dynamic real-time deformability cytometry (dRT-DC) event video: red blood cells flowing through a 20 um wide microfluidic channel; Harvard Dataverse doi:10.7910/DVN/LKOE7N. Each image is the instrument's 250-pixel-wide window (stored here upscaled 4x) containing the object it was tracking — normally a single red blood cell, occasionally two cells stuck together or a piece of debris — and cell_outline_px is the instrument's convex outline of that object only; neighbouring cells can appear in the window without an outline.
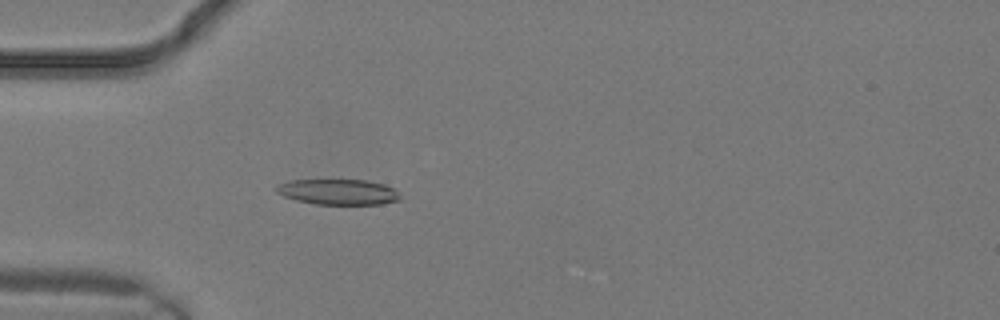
{"species": "common noctule bat (a hibernating species)", "species_latin": "Nyctalus noctula", "temperature_condition": "warm", "stored_images_in_passage": 4, "camera_frame_rate_fps": 3000, "um_per_image_px": 0.085, "animal": {"sex": "male", "body_mass_g": 19.2, "forearm_length_mm": 51.8}, "frame": {"image": 1, "passage_image": 2, "time_ms": 0.333, "image_size_px": [1000, 320], "cell_outline_px": [[400, 200], [384, 204], [316, 204], [296, 200], [284, 196], [276, 192], [276, 184], [292, 180], [368, 180], [384, 184], [392, 188], [400, 196]], "centroid_in_image_um": [28.74, 16.31], "position_along_channel_um": 56.3, "area_um2": 18.38}}
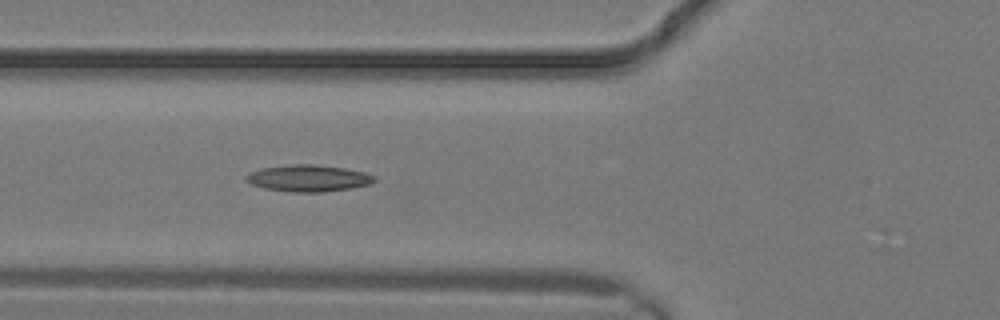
{"frame": {"image": 2, "passage_image": 4, "time_ms": 1.0, "image_size_px": [1000, 320], "cell_outline_px": [[376, 180], [368, 184], [352, 188], [324, 192], [292, 192], [264, 188], [252, 184], [244, 180], [244, 176], [248, 172], [260, 168], [292, 164], [312, 164], [344, 168], [364, 172], [376, 176]], "centroid_in_image_um": [26.17, 15.14], "position_along_channel_um": 99.6, "area_um2": 20.06}}